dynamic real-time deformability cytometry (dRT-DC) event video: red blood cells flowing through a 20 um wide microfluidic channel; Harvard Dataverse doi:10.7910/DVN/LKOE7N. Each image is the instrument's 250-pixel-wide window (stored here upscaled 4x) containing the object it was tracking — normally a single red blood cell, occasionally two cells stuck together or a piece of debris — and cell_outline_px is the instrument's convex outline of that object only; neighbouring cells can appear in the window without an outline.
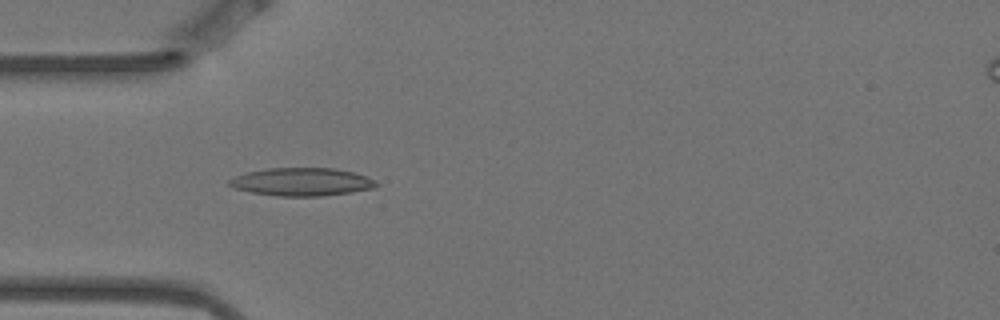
{"species": "Egyptian fruit bat (a non-hibernating species)", "species_latin": "Rousettus aegyptiacus", "temperature_condition": "warm", "stored_images_in_passage": 5, "camera_frame_rate_fps": 3000, "um_per_image_px": 0.085, "animal": {"sex": "female"}, "frame": {"image": 1, "passage_image": 5, "time_ms": 1.333, "image_size_px": [1000, 320], "cell_outline_px": [[380, 184], [376, 188], [352, 192], [324, 196], [276, 196], [252, 192], [236, 188], [228, 184], [228, 180], [236, 176], [248, 172], [268, 168], [336, 168], [368, 176], [376, 180]], "centroid_in_image_um": [25.73, 15.46], "position_along_channel_um": 59.3, "area_um2": 24.1}}